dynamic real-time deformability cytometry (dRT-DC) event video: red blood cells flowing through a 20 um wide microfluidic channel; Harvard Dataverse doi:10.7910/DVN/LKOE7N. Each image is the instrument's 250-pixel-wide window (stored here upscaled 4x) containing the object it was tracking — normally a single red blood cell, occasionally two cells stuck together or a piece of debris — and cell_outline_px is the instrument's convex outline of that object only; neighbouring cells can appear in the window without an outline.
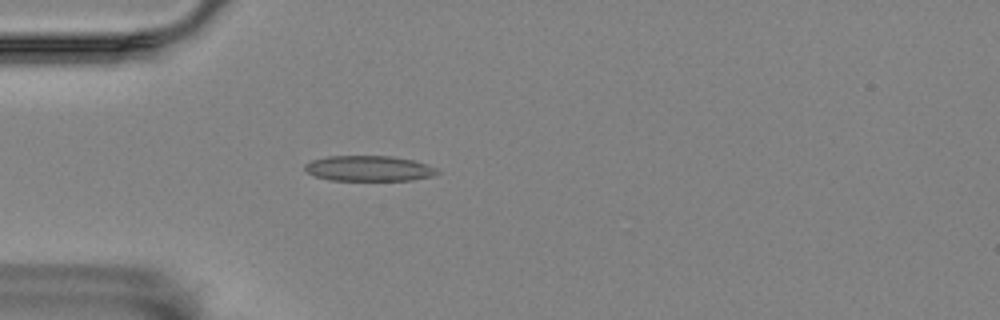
{"species": "Egyptian fruit bat (a non-hibernating species)", "species_latin": "Rousettus aegyptiacus", "temperature_condition": "room temperature", "stored_images_in_passage": 49, "camera_frame_rate_fps": 3000, "um_per_image_px": 0.085, "animal": {"sex": "female"}, "frame": {"image": 1, "passage_image": 8, "time_ms": 2.333, "image_size_px": [1000, 320], "cell_outline_px": [[440, 172], [432, 176], [412, 180], [332, 180], [316, 176], [308, 172], [304, 168], [304, 164], [312, 160], [328, 156], [392, 156], [412, 160], [428, 164], [436, 168]], "centroid_in_image_um": [31.38, 14.31], "position_along_channel_um": 53.6, "area_um2": 19.54}}
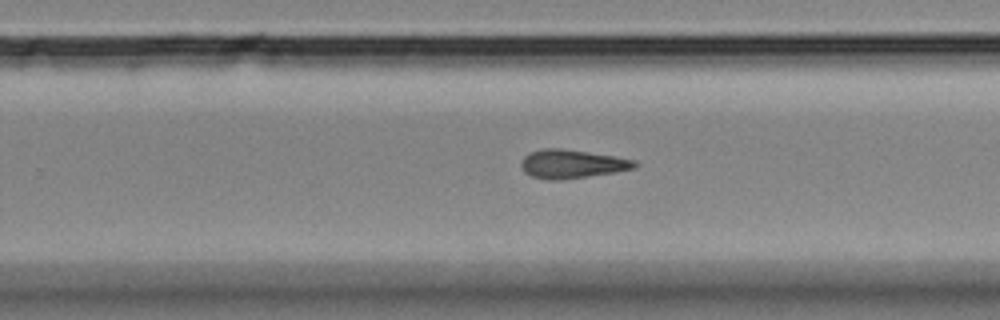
{"frame": {"image": 2, "passage_image": 28, "time_ms": 9.0, "image_size_px": [1000, 320], "cell_outline_px": [[640, 164], [636, 168], [612, 172], [560, 180], [548, 180], [532, 176], [524, 172], [520, 164], [524, 156], [528, 152], [544, 148], [560, 148], [612, 156], [636, 160]], "centroid_in_image_um": [48.59, 13.93], "position_along_channel_um": 281.2, "area_um2": 18.79}}
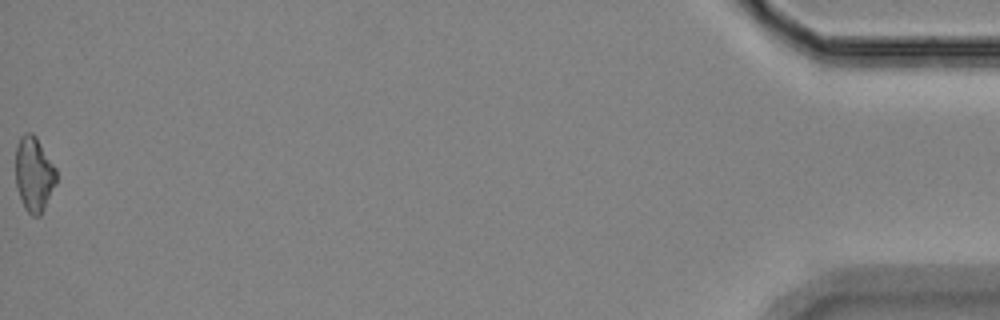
{"frame": {"image": 3, "passage_image": 49, "time_ms": 16.0, "image_size_px": [1000, 320], "cell_outline_px": [[56, 184], [40, 216], [32, 216], [24, 208], [16, 184], [16, 148], [20, 136], [24, 132], [32, 132], [36, 136], [56, 168]], "centroid_in_image_um": [2.89, 14.78], "position_along_channel_um": 432.3, "area_um2": 17.74}, "authors_computed_cell_mechanics": {"area_um2": 18.3804, "velocity_mm_per_s": 3.5185, "shape_relaxation_time_tau1_ms": null, "shape_relaxation_time_tau2_ms": 8.7097, "deformation_change_tau1": null, "deformation_change_tau2": 0.2078}}